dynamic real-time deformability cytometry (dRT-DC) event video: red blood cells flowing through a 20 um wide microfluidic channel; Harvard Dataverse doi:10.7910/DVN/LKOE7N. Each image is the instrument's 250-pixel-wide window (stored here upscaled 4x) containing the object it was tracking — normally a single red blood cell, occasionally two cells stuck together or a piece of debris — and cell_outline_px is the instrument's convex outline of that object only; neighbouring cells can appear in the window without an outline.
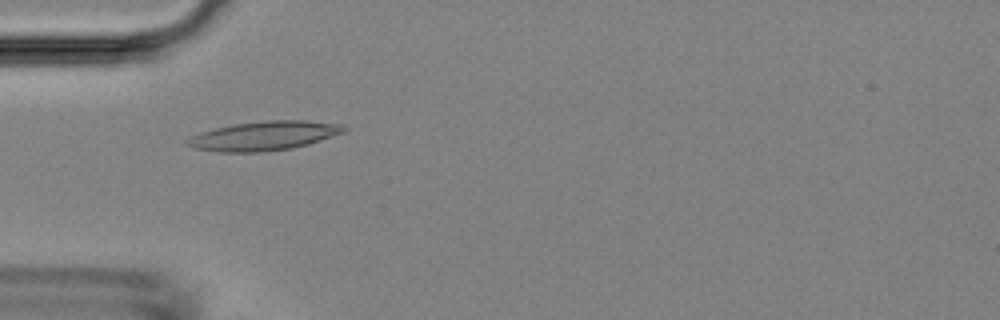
{"species": "Egyptian fruit bat (a non-hibernating species)", "species_latin": "Rousettus aegyptiacus", "temperature_condition": "room temperature", "stored_images_in_passage": 4, "camera_frame_rate_fps": 3000, "um_per_image_px": 0.085, "animal": {"sex": "female"}, "frame": {"image": 1, "passage_image": 4, "time_ms": 4.0, "image_size_px": [1000, 320], "cell_outline_px": [[348, 128], [344, 132], [308, 144], [292, 148], [260, 152], [220, 152], [192, 148], [184, 144], [184, 140], [200, 132], [216, 128], [236, 124], [264, 120], [308, 120], [344, 124]], "centroid_in_image_um": [22.43, 11.54], "position_along_channel_um": 62.6, "area_um2": 26.76}}